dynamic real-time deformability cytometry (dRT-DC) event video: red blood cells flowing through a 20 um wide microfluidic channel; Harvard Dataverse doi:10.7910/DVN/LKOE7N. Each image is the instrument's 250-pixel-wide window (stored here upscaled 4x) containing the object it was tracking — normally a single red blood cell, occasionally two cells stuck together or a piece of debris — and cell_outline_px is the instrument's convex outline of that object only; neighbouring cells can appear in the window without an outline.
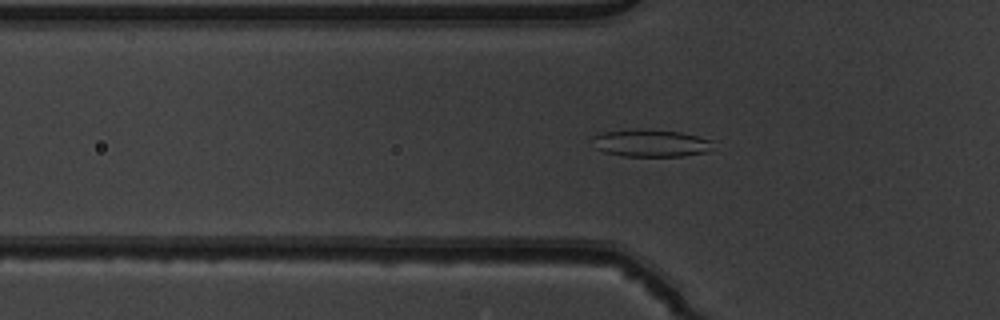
{"species": "common noctule bat (a hibernating species)", "species_latin": "Nyctalus noctula", "temperature_condition": "warm", "stored_images_in_passage": 51, "camera_frame_rate_fps": 3000, "um_per_image_px": 0.085, "animal": {"sex": "male", "body_mass_g": 19.5, "forearm_length_mm": 54.6}, "frame": {"image": 1, "passage_image": 17, "time_ms": 5.333, "image_size_px": [1000, 320], "cell_outline_px": [[716, 140], [708, 152], [684, 156], [624, 156], [604, 152], [596, 148], [592, 136], [600, 132], [636, 128], [640, 128], [680, 132]], "centroid_in_image_um": [55.34, 12.15], "position_along_channel_um": 70.5, "area_um2": 19.59}}
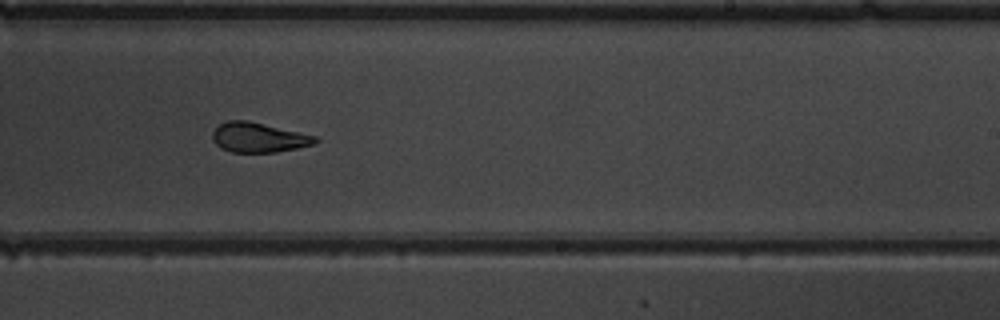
{"frame": {"image": 2, "passage_image": 32, "time_ms": 10.333, "image_size_px": [1000, 320], "cell_outline_px": [[320, 140], [312, 144], [296, 148], [276, 152], [232, 152], [220, 148], [212, 140], [212, 132], [220, 124], [228, 120], [248, 120], [316, 136]], "centroid_in_image_um": [21.95, 11.68], "position_along_channel_um": 267.1, "area_um2": 17.74}}
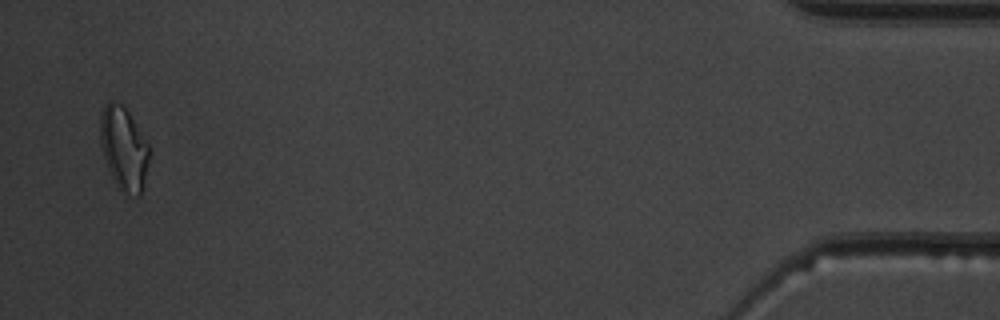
{"frame": {"image": 3, "passage_image": 50, "time_ms": 16.333, "image_size_px": [1000, 320], "cell_outline_px": [[148, 164], [144, 184], [140, 196], [124, 196], [120, 192], [108, 168], [104, 156], [100, 140], [100, 112], [104, 104], [108, 100], [112, 100], [120, 104], [128, 112], [148, 144]], "centroid_in_image_um": [10.5, 12.65], "position_along_channel_um": 424.7, "area_um2": 23.76}, "authors_computed_cell_mechanics": {"area_um2": 19.3052, "velocity_mm_per_s": 3.9481, "shape_relaxation_time_tau1_ms": null, "shape_relaxation_time_tau2_ms": 1.9023, "deformation_change_tau1": null, "deformation_change_tau2": 0.09}}